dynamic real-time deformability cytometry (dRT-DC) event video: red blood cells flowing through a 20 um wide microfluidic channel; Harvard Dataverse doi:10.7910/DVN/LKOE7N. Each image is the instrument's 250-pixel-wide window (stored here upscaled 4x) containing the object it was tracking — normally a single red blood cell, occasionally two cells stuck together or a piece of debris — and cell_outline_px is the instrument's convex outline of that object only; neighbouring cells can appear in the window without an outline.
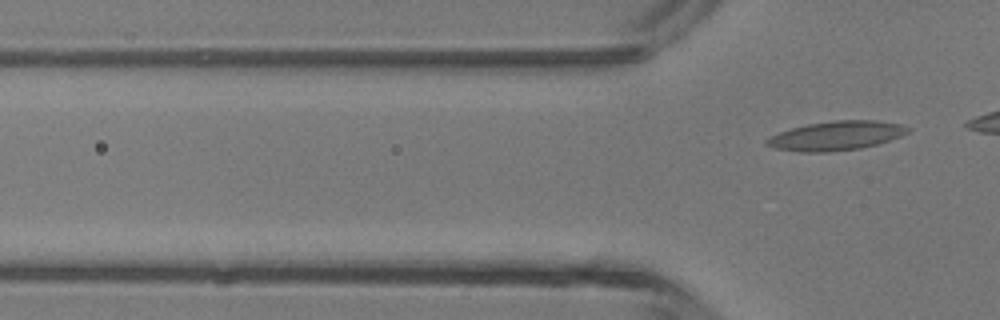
{"species": "common noctule bat (a hibernating species)", "species_latin": "Nyctalus noctula", "temperature_condition": "room temperature", "stored_images_in_passage": 5, "segment_of_instrument_passage": [2, 2], "camera_frame_rate_fps": 3000, "um_per_image_px": 0.085, "animal": {"sex": "male", "body_mass_g": 13.3}, "frame": {"image": 1, "passage_image": 5, "time_ms": 1.333, "image_size_px": [1000, 320], "cell_outline_px": [[912, 128], [908, 132], [900, 136], [876, 144], [860, 148], [832, 152], [800, 152], [776, 148], [764, 144], [764, 140], [768, 136], [792, 128], [808, 124], [832, 120], [876, 120], [900, 124]], "centroid_in_image_um": [71.04, 11.53], "position_along_channel_um": 54.8, "area_um2": 23.99}}